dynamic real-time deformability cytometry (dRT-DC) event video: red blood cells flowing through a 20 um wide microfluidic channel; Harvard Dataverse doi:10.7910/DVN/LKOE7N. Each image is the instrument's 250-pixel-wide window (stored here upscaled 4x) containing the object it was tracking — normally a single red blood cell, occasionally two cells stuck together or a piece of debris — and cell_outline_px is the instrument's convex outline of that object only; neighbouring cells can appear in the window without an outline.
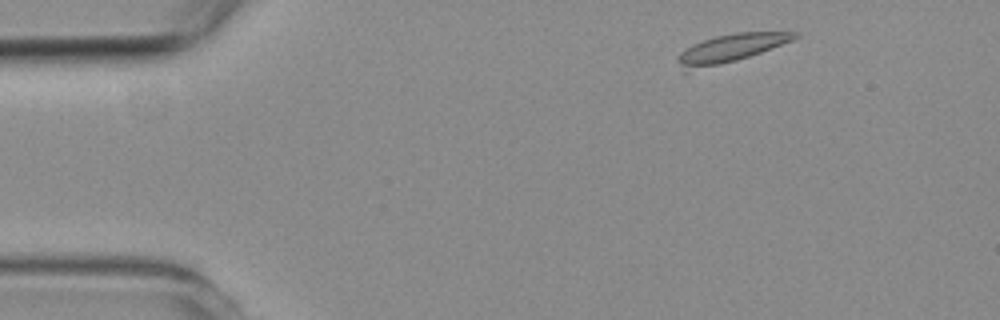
{"species": "common noctule bat (a hibernating species)", "species_latin": "Nyctalus noctula", "temperature_condition": "room temperature", "stored_images_in_passage": 5, "camera_frame_rate_fps": 3000, "um_per_image_px": 0.085, "animal": {"sex": "female", "body_mass_g": 19.3, "forearm_length_mm": 54.1}, "frame": {"image": 1, "passage_image": 1, "time_ms": 0.0, "image_size_px": [1000, 320], "cell_outline_px": [[800, 36], [792, 40], [760, 52], [736, 60], [688, 72], [684, 72], [676, 60], [680, 52], [692, 44], [716, 36], [736, 32], [800, 32]], "centroid_in_image_um": [62.04, 4.11], "position_along_channel_um": 23.0, "area_um2": 18.9}}
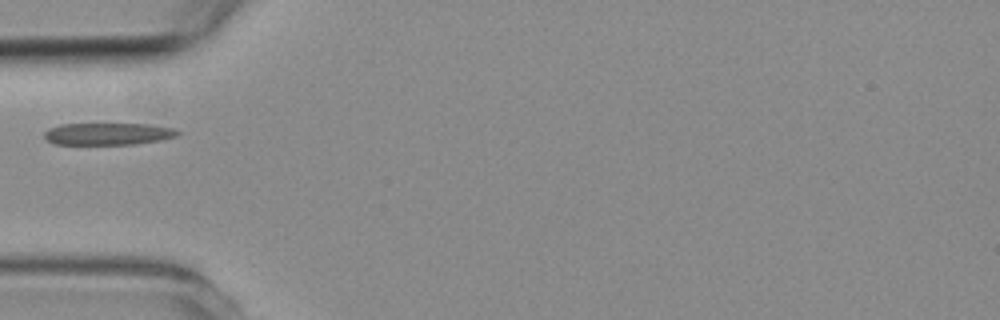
{"frame": {"image": 2, "passage_image": 4, "time_ms": 3.333, "image_size_px": [1000, 320], "cell_outline_px": [[180, 132], [176, 136], [160, 140], [136, 144], [56, 144], [48, 140], [44, 136], [44, 132], [48, 128], [60, 124], [148, 124], [176, 128]], "centroid_in_image_um": [9.19, 11.37], "position_along_channel_um": 75.8, "area_um2": 17.11}}
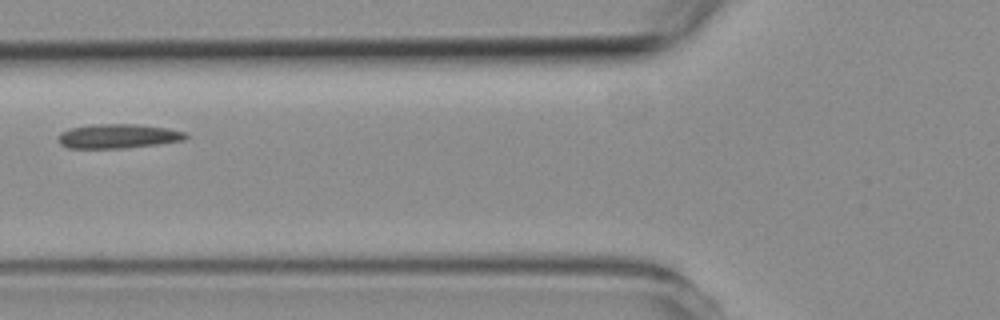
{"frame": {"image": 3, "passage_image": 5, "time_ms": 4.333, "image_size_px": [1000, 320], "cell_outline_px": [[188, 136], [184, 140], [156, 144], [124, 148], [68, 148], [60, 144], [60, 132], [72, 128], [92, 124], [136, 124], [168, 128], [188, 132]], "centroid_in_image_um": [10.08, 11.57], "position_along_channel_um": 115.7, "area_um2": 17.98}}